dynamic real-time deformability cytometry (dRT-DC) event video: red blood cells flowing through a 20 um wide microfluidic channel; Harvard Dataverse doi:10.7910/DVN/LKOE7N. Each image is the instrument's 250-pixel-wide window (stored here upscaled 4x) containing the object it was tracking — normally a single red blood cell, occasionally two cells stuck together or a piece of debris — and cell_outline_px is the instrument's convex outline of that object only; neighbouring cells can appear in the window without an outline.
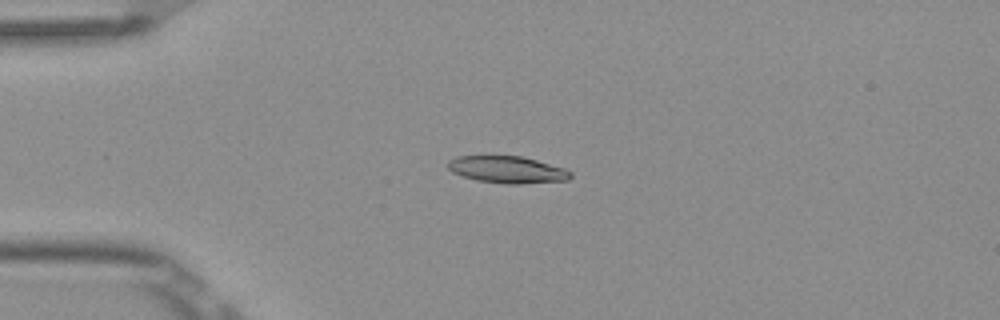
{"species": "Egyptian fruit bat (a non-hibernating species)", "species_latin": "Rousettus aegyptiacus", "temperature_condition": "room temperature", "stored_images_in_passage": 6, "camera_frame_rate_fps": 3000, "um_per_image_px": 0.085, "frame": {"image": 1, "passage_image": 3, "time_ms": 0.667, "image_size_px": [1000, 320], "cell_outline_px": [[572, 176], [568, 180], [520, 184], [504, 184], [476, 180], [452, 172], [448, 168], [448, 160], [456, 156], [520, 156], [536, 160], [564, 168], [572, 172]], "centroid_in_image_um": [43.12, 14.42], "position_along_channel_um": 41.9, "area_um2": 19.25}}
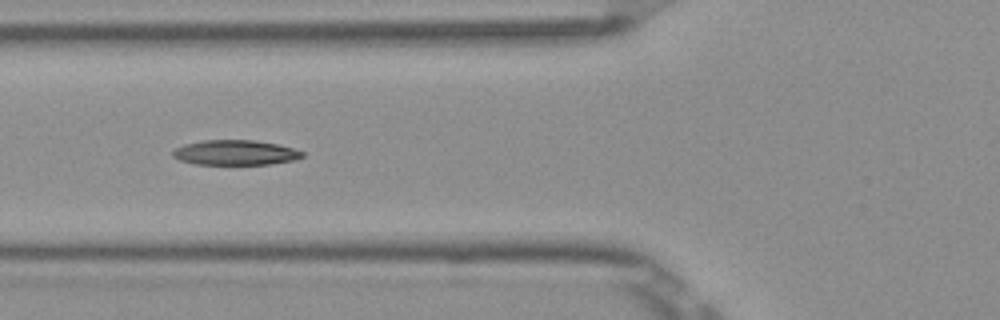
{"frame": {"image": 2, "passage_image": 5, "time_ms": 1.333, "image_size_px": [1000, 320], "cell_outline_px": [[304, 156], [292, 160], [272, 164], [196, 164], [180, 160], [172, 156], [172, 152], [176, 148], [184, 144], [204, 140], [256, 140], [276, 144], [292, 148], [304, 152]], "centroid_in_image_um": [19.99, 12.97], "position_along_channel_um": 105.8, "area_um2": 18.73}}
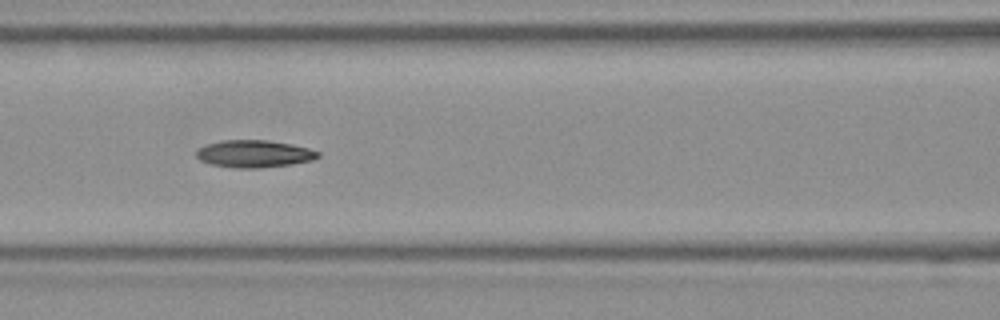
{"frame": {"image": 3, "passage_image": 6, "time_ms": 1.667, "image_size_px": [1000, 320], "cell_outline_px": [[320, 156], [312, 160], [292, 164], [260, 168], [236, 168], [212, 164], [200, 160], [196, 156], [196, 152], [200, 148], [208, 144], [224, 140], [268, 140], [292, 144], [308, 148], [320, 152]], "centroid_in_image_um": [21.64, 13.07], "position_along_channel_um": 145.0, "area_um2": 19.25}}